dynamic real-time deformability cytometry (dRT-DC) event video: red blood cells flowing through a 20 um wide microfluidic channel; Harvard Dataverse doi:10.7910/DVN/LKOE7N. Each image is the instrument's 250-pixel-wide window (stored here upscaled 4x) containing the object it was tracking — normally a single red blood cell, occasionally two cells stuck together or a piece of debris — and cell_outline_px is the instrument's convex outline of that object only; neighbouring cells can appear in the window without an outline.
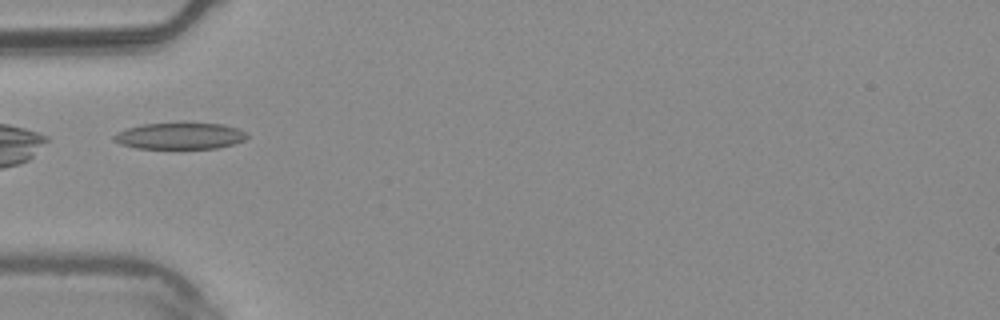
{"species": "common noctule bat (a hibernating species)", "species_latin": "Nyctalus noctula", "temperature_condition": "warm", "stored_images_in_passage": 3, "camera_frame_rate_fps": 3000, "um_per_image_px": 0.085, "animal": {"sex": "male", "body_mass_g": 20.4}, "frame": {"image": 1, "passage_image": 3, "time_ms": 0.667, "image_size_px": [1000, 320], "cell_outline_px": [[248, 136], [244, 140], [232, 144], [216, 148], [136, 148], [120, 144], [112, 140], [112, 136], [128, 128], [144, 124], [224, 124], [236, 128], [244, 132]], "centroid_in_image_um": [15.27, 11.57], "position_along_channel_um": 69.7, "area_um2": 20.0}}